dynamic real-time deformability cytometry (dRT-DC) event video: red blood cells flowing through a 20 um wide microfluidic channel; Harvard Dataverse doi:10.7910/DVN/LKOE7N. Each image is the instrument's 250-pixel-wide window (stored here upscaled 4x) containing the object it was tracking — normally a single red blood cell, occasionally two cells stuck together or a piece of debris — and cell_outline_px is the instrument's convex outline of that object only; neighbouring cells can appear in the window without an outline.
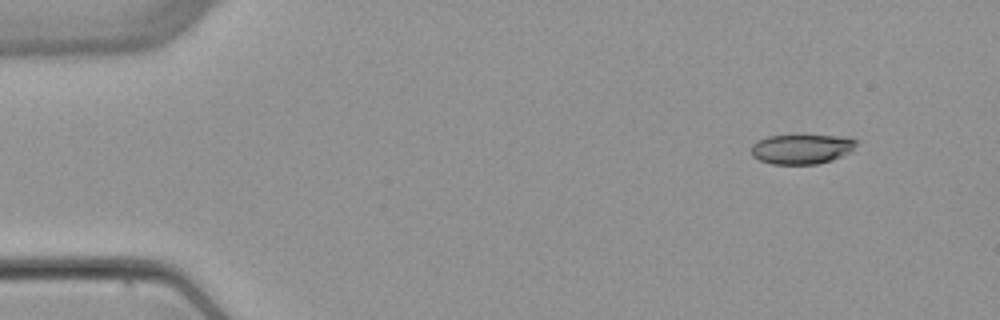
{"species": "common noctule bat (a hibernating species)", "species_latin": "Nyctalus noctula", "temperature_condition": "warm", "stored_images_in_passage": 4, "camera_frame_rate_fps": 3000, "um_per_image_px": 0.085, "animal": {"sex": "female", "body_mass_g": 22.7, "forearm_length_mm": 54.2}, "frame": {"image": 1, "passage_image": 1, "time_ms": 0.0, "image_size_px": [1000, 320], "cell_outline_px": [[860, 140], [852, 152], [832, 160], [816, 164], [772, 164], [760, 160], [752, 156], [752, 144], [756, 140], [768, 136], [848, 136]], "centroid_in_image_um": [68.2, 12.66], "position_along_channel_um": 16.8, "area_um2": 18.38}}
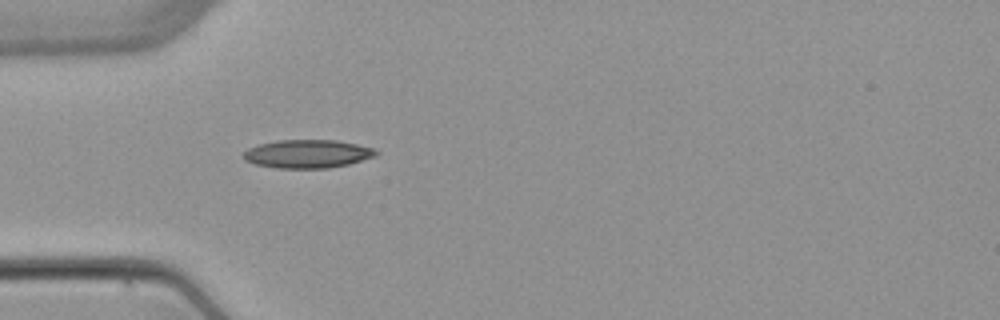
{"frame": {"image": 2, "passage_image": 4, "time_ms": 3.667, "image_size_px": [1000, 320], "cell_outline_px": [[380, 152], [376, 156], [348, 164], [328, 168], [276, 168], [256, 164], [244, 160], [240, 156], [248, 148], [260, 144], [276, 140], [336, 140], [356, 144], [372, 148]], "centroid_in_image_um": [26.11, 13.08], "position_along_channel_um": 58.9, "area_um2": 21.91}}